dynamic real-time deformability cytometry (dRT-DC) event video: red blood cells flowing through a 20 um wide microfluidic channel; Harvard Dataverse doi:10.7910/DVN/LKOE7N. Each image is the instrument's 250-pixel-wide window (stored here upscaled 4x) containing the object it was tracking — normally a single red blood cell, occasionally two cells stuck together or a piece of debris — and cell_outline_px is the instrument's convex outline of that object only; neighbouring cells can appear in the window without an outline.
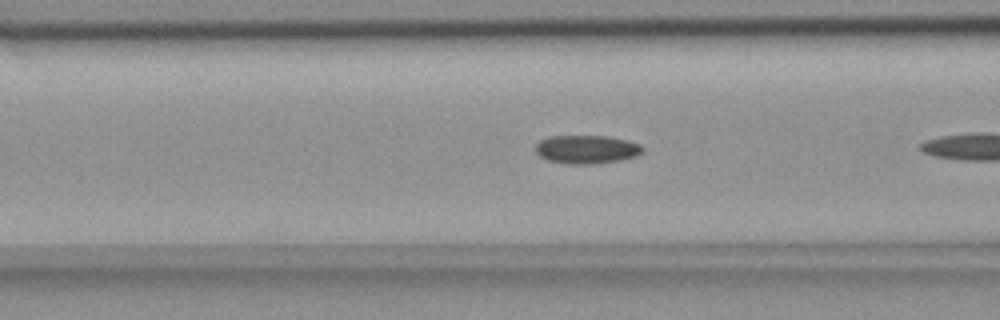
{"species": "common noctule bat (a hibernating species)", "species_latin": "Nyctalus noctula", "temperature_condition": "room temperature", "stored_images_in_passage": 7, "camera_frame_rate_fps": 3000, "um_per_image_px": 0.085, "animal": {"sex": "female", "body_mass_g": 18.4}, "frame": {"image": 1, "passage_image": 6, "time_ms": 1.667, "image_size_px": [1000, 320], "cell_outline_px": [[644, 152], [636, 156], [620, 160], [592, 164], [568, 164], [548, 160], [540, 156], [536, 152], [536, 144], [540, 140], [552, 136], [608, 136], [628, 140], [640, 144], [644, 148]], "centroid_in_image_um": [49.9, 12.69], "position_along_channel_um": 116.7, "area_um2": 17.8}}